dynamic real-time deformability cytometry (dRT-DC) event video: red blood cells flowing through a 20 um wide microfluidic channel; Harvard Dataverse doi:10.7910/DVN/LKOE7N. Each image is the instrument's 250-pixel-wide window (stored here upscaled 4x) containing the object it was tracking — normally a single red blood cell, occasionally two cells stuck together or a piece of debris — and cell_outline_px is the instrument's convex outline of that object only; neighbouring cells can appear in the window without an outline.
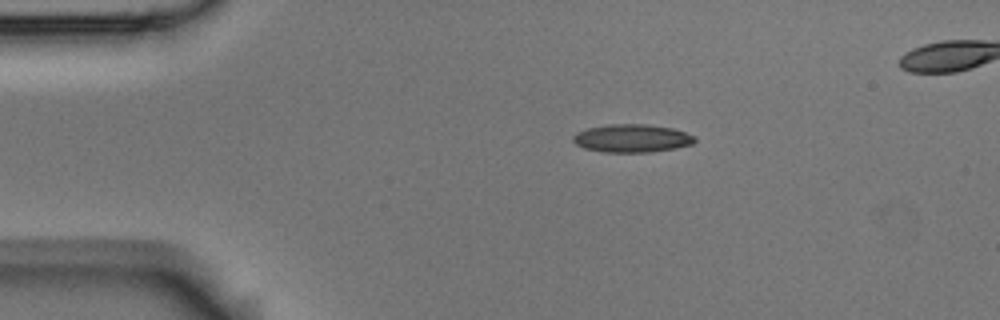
{"species": "Egyptian fruit bat (a non-hibernating species)", "species_latin": "Rousettus aegyptiacus", "temperature_condition": "room temperature", "stored_images_in_passage": 5, "camera_frame_rate_fps": 3000, "um_per_image_px": 0.085, "animal": {"sex": "male"}, "frame": {"image": 1, "passage_image": 3, "time_ms": 0.667, "image_size_px": [1000, 320], "cell_outline_px": [[696, 140], [692, 144], [676, 148], [652, 152], [604, 152], [584, 148], [576, 144], [572, 140], [572, 136], [576, 132], [588, 128], [608, 124], [648, 124], [672, 128], [696, 136]], "centroid_in_image_um": [53.71, 11.75], "position_along_channel_um": 31.3, "area_um2": 20.0}}